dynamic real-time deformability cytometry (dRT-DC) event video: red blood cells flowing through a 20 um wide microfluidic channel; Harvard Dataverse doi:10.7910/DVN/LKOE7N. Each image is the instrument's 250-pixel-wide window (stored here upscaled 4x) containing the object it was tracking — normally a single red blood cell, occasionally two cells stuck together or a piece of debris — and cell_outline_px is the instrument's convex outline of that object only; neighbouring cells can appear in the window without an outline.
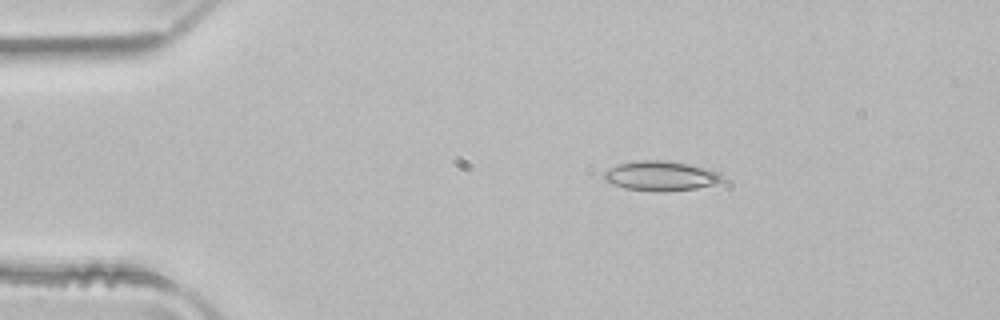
{"species": "common noctule bat (a hibernating species)", "species_latin": "Nyctalus noctula", "temperature_condition": "room temperature", "stored_images_in_passage": 2, "camera_frame_rate_fps": 3000, "um_per_image_px": 0.085, "animal": {"sex": "male", "body_mass_g": 21.5, "forearm_length_mm": 52.0}, "frame": {"image": 1, "passage_image": 1, "time_ms": 0.0, "image_size_px": [1000, 320], "cell_outline_px": [[724, 180], [716, 184], [696, 188], [664, 192], [652, 192], [624, 188], [612, 184], [604, 180], [604, 172], [620, 164], [636, 160], [668, 160], [688, 164], [720, 172], [724, 176]], "centroid_in_image_um": [56.19, 14.96], "position_along_channel_um": 28.8, "area_um2": 20.63}}